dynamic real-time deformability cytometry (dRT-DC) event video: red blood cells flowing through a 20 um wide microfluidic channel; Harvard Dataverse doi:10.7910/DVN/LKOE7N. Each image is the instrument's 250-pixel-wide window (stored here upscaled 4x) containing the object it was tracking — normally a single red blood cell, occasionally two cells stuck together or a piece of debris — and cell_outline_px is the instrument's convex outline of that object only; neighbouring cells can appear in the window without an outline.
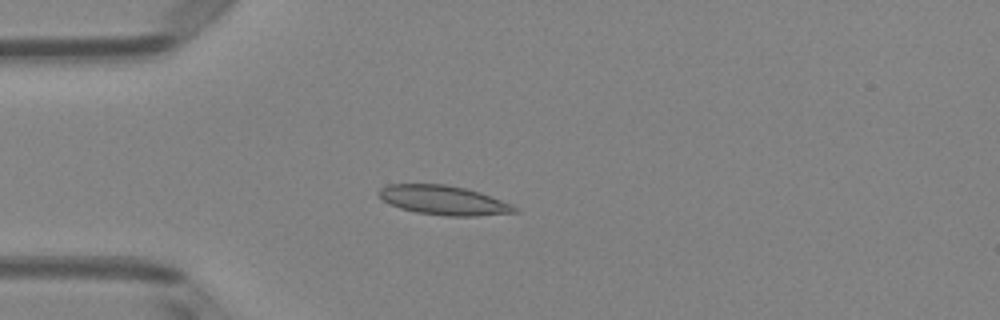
{"species": "Egyptian fruit bat (a non-hibernating species)", "species_latin": "Rousettus aegyptiacus", "temperature_condition": "room temperature", "stored_images_in_passage": 4, "camera_frame_rate_fps": 3000, "um_per_image_px": 0.085, "animal": {"sex": "female"}, "frame": {"image": 1, "passage_image": 4, "time_ms": 1.0, "image_size_px": [1000, 320], "cell_outline_px": [[520, 212], [476, 216], [444, 216], [416, 212], [400, 208], [388, 204], [376, 192], [380, 188], [388, 184], [444, 184], [468, 188], [480, 192], [512, 204], [520, 208]], "centroid_in_image_um": [37.73, 17.02], "position_along_channel_um": 47.3, "area_um2": 23.47}}